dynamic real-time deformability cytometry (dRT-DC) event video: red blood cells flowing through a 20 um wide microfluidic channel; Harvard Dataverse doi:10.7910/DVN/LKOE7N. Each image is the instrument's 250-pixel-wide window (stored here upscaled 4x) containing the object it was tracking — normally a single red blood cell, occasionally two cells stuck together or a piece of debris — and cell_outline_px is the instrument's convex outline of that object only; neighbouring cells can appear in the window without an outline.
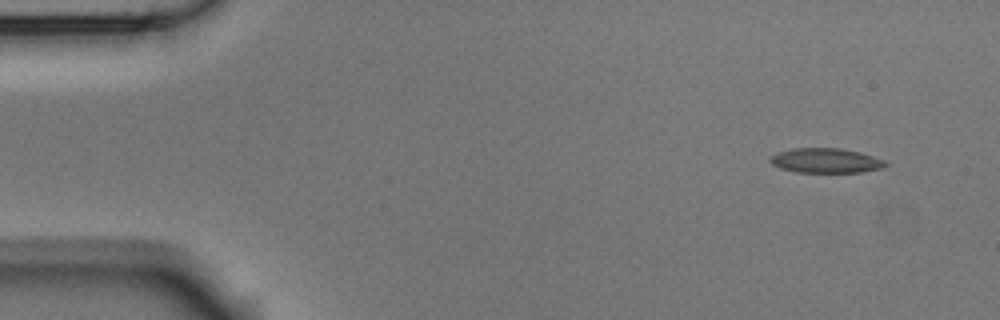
{"species": "Egyptian fruit bat (a non-hibernating species)", "species_latin": "Rousettus aegyptiacus", "temperature_condition": "room temperature", "stored_images_in_passage": 4, "camera_frame_rate_fps": 3000, "um_per_image_px": 0.085, "animal": {"sex": "male"}, "frame": {"image": 1, "passage_image": 1, "time_ms": 0.0, "image_size_px": [1000, 320], "cell_outline_px": [[888, 164], [884, 168], [860, 172], [796, 172], [780, 168], [772, 164], [768, 160], [772, 156], [780, 152], [792, 148], [840, 148], [860, 152], [884, 160]], "centroid_in_image_um": [70.21, 13.65], "position_along_channel_um": 14.8, "area_um2": 16.53}}
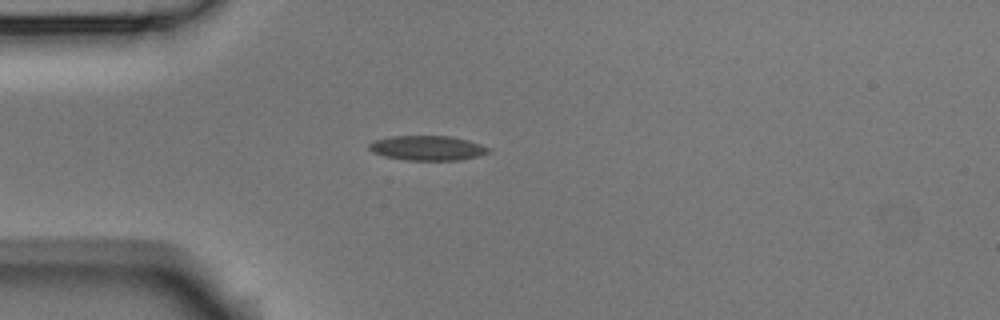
{"frame": {"image": 2, "passage_image": 4, "time_ms": 1.0, "image_size_px": [1000, 320], "cell_outline_px": [[492, 148], [488, 152], [480, 156], [460, 160], [408, 160], [384, 156], [372, 152], [368, 148], [368, 144], [376, 140], [392, 136], [452, 136], [468, 140]], "centroid_in_image_um": [36.36, 12.58], "position_along_channel_um": 48.6, "area_um2": 17.22}}